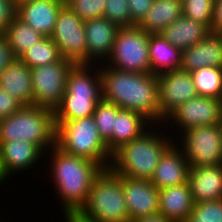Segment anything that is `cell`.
<instances>
[{
	"mask_svg": "<svg viewBox=\"0 0 222 222\" xmlns=\"http://www.w3.org/2000/svg\"><path fill=\"white\" fill-rule=\"evenodd\" d=\"M99 67L104 100L121 109L138 112L152 124H160L157 75L121 71L104 63Z\"/></svg>",
	"mask_w": 222,
	"mask_h": 222,
	"instance_id": "1",
	"label": "cell"
},
{
	"mask_svg": "<svg viewBox=\"0 0 222 222\" xmlns=\"http://www.w3.org/2000/svg\"><path fill=\"white\" fill-rule=\"evenodd\" d=\"M46 157L50 161L48 175H52L49 178H52L62 212L80 211L95 177L103 168L92 160L66 153L56 144L45 153Z\"/></svg>",
	"mask_w": 222,
	"mask_h": 222,
	"instance_id": "2",
	"label": "cell"
},
{
	"mask_svg": "<svg viewBox=\"0 0 222 222\" xmlns=\"http://www.w3.org/2000/svg\"><path fill=\"white\" fill-rule=\"evenodd\" d=\"M162 127L163 124H152L139 137L115 150L109 168L120 176L151 180L161 156L176 139L171 130L168 133Z\"/></svg>",
	"mask_w": 222,
	"mask_h": 222,
	"instance_id": "3",
	"label": "cell"
},
{
	"mask_svg": "<svg viewBox=\"0 0 222 222\" xmlns=\"http://www.w3.org/2000/svg\"><path fill=\"white\" fill-rule=\"evenodd\" d=\"M102 98L99 65H74L68 72L62 100L54 110V121H70L93 116Z\"/></svg>",
	"mask_w": 222,
	"mask_h": 222,
	"instance_id": "4",
	"label": "cell"
},
{
	"mask_svg": "<svg viewBox=\"0 0 222 222\" xmlns=\"http://www.w3.org/2000/svg\"><path fill=\"white\" fill-rule=\"evenodd\" d=\"M22 140L38 145L45 153L56 144L54 110L42 106H22L0 120V144Z\"/></svg>",
	"mask_w": 222,
	"mask_h": 222,
	"instance_id": "5",
	"label": "cell"
},
{
	"mask_svg": "<svg viewBox=\"0 0 222 222\" xmlns=\"http://www.w3.org/2000/svg\"><path fill=\"white\" fill-rule=\"evenodd\" d=\"M79 212L96 222H131L122 176L110 168L102 169L95 177L85 205Z\"/></svg>",
	"mask_w": 222,
	"mask_h": 222,
	"instance_id": "6",
	"label": "cell"
},
{
	"mask_svg": "<svg viewBox=\"0 0 222 222\" xmlns=\"http://www.w3.org/2000/svg\"><path fill=\"white\" fill-rule=\"evenodd\" d=\"M56 145L66 153L87 158L109 168L111 154L102 141L94 116L70 121H55Z\"/></svg>",
	"mask_w": 222,
	"mask_h": 222,
	"instance_id": "7",
	"label": "cell"
},
{
	"mask_svg": "<svg viewBox=\"0 0 222 222\" xmlns=\"http://www.w3.org/2000/svg\"><path fill=\"white\" fill-rule=\"evenodd\" d=\"M104 64L126 72L150 73L149 34L138 25L120 27Z\"/></svg>",
	"mask_w": 222,
	"mask_h": 222,
	"instance_id": "8",
	"label": "cell"
},
{
	"mask_svg": "<svg viewBox=\"0 0 222 222\" xmlns=\"http://www.w3.org/2000/svg\"><path fill=\"white\" fill-rule=\"evenodd\" d=\"M179 135L175 142H179L189 167L222 164L221 124L193 127Z\"/></svg>",
	"mask_w": 222,
	"mask_h": 222,
	"instance_id": "9",
	"label": "cell"
},
{
	"mask_svg": "<svg viewBox=\"0 0 222 222\" xmlns=\"http://www.w3.org/2000/svg\"><path fill=\"white\" fill-rule=\"evenodd\" d=\"M75 64L67 59L31 68L33 105L55 110L66 90L68 72Z\"/></svg>",
	"mask_w": 222,
	"mask_h": 222,
	"instance_id": "10",
	"label": "cell"
},
{
	"mask_svg": "<svg viewBox=\"0 0 222 222\" xmlns=\"http://www.w3.org/2000/svg\"><path fill=\"white\" fill-rule=\"evenodd\" d=\"M221 122L222 99L208 96H197L177 107L164 120L163 125L166 129L169 127L167 131L170 129L175 132L177 131L178 133L176 132L175 134L179 136L180 133L187 129L221 124Z\"/></svg>",
	"mask_w": 222,
	"mask_h": 222,
	"instance_id": "11",
	"label": "cell"
},
{
	"mask_svg": "<svg viewBox=\"0 0 222 222\" xmlns=\"http://www.w3.org/2000/svg\"><path fill=\"white\" fill-rule=\"evenodd\" d=\"M84 22L65 4L59 11L54 31L50 36L59 48L61 56L75 65L87 64Z\"/></svg>",
	"mask_w": 222,
	"mask_h": 222,
	"instance_id": "12",
	"label": "cell"
},
{
	"mask_svg": "<svg viewBox=\"0 0 222 222\" xmlns=\"http://www.w3.org/2000/svg\"><path fill=\"white\" fill-rule=\"evenodd\" d=\"M160 124L181 104L198 96L192 75L181 69L158 75Z\"/></svg>",
	"mask_w": 222,
	"mask_h": 222,
	"instance_id": "13",
	"label": "cell"
},
{
	"mask_svg": "<svg viewBox=\"0 0 222 222\" xmlns=\"http://www.w3.org/2000/svg\"><path fill=\"white\" fill-rule=\"evenodd\" d=\"M87 64L99 65L109 58L119 26L105 17L85 20ZM97 60V61H96Z\"/></svg>",
	"mask_w": 222,
	"mask_h": 222,
	"instance_id": "14",
	"label": "cell"
},
{
	"mask_svg": "<svg viewBox=\"0 0 222 222\" xmlns=\"http://www.w3.org/2000/svg\"><path fill=\"white\" fill-rule=\"evenodd\" d=\"M130 220L159 212V189L150 180L122 176Z\"/></svg>",
	"mask_w": 222,
	"mask_h": 222,
	"instance_id": "15",
	"label": "cell"
},
{
	"mask_svg": "<svg viewBox=\"0 0 222 222\" xmlns=\"http://www.w3.org/2000/svg\"><path fill=\"white\" fill-rule=\"evenodd\" d=\"M64 5L65 0H24L17 3V17L44 36L50 37Z\"/></svg>",
	"mask_w": 222,
	"mask_h": 222,
	"instance_id": "16",
	"label": "cell"
},
{
	"mask_svg": "<svg viewBox=\"0 0 222 222\" xmlns=\"http://www.w3.org/2000/svg\"><path fill=\"white\" fill-rule=\"evenodd\" d=\"M45 156V152L35 144L14 140L0 144V157L8 177L30 170ZM42 157V158H41ZM20 172V173H19Z\"/></svg>",
	"mask_w": 222,
	"mask_h": 222,
	"instance_id": "17",
	"label": "cell"
},
{
	"mask_svg": "<svg viewBox=\"0 0 222 222\" xmlns=\"http://www.w3.org/2000/svg\"><path fill=\"white\" fill-rule=\"evenodd\" d=\"M203 67L222 68V34L209 32L199 43L182 50L181 70L193 72Z\"/></svg>",
	"mask_w": 222,
	"mask_h": 222,
	"instance_id": "18",
	"label": "cell"
},
{
	"mask_svg": "<svg viewBox=\"0 0 222 222\" xmlns=\"http://www.w3.org/2000/svg\"><path fill=\"white\" fill-rule=\"evenodd\" d=\"M189 163L182 149L174 142L161 156L151 177V182L159 190L187 182Z\"/></svg>",
	"mask_w": 222,
	"mask_h": 222,
	"instance_id": "19",
	"label": "cell"
},
{
	"mask_svg": "<svg viewBox=\"0 0 222 222\" xmlns=\"http://www.w3.org/2000/svg\"><path fill=\"white\" fill-rule=\"evenodd\" d=\"M187 182L194 203L222 199V164L190 167Z\"/></svg>",
	"mask_w": 222,
	"mask_h": 222,
	"instance_id": "20",
	"label": "cell"
},
{
	"mask_svg": "<svg viewBox=\"0 0 222 222\" xmlns=\"http://www.w3.org/2000/svg\"><path fill=\"white\" fill-rule=\"evenodd\" d=\"M193 206L188 182L159 190V212L170 222H186Z\"/></svg>",
	"mask_w": 222,
	"mask_h": 222,
	"instance_id": "21",
	"label": "cell"
},
{
	"mask_svg": "<svg viewBox=\"0 0 222 222\" xmlns=\"http://www.w3.org/2000/svg\"><path fill=\"white\" fill-rule=\"evenodd\" d=\"M31 81V69L19 58H15L0 74V88L23 106L33 105Z\"/></svg>",
	"mask_w": 222,
	"mask_h": 222,
	"instance_id": "22",
	"label": "cell"
},
{
	"mask_svg": "<svg viewBox=\"0 0 222 222\" xmlns=\"http://www.w3.org/2000/svg\"><path fill=\"white\" fill-rule=\"evenodd\" d=\"M182 50L160 33L149 34L150 72L154 75L181 69Z\"/></svg>",
	"mask_w": 222,
	"mask_h": 222,
	"instance_id": "23",
	"label": "cell"
},
{
	"mask_svg": "<svg viewBox=\"0 0 222 222\" xmlns=\"http://www.w3.org/2000/svg\"><path fill=\"white\" fill-rule=\"evenodd\" d=\"M209 33V29L202 23L193 21L181 15L160 34L175 47L183 50L199 43Z\"/></svg>",
	"mask_w": 222,
	"mask_h": 222,
	"instance_id": "24",
	"label": "cell"
},
{
	"mask_svg": "<svg viewBox=\"0 0 222 222\" xmlns=\"http://www.w3.org/2000/svg\"><path fill=\"white\" fill-rule=\"evenodd\" d=\"M152 123L142 114L121 109L115 118L112 131V153L122 145L139 137Z\"/></svg>",
	"mask_w": 222,
	"mask_h": 222,
	"instance_id": "25",
	"label": "cell"
},
{
	"mask_svg": "<svg viewBox=\"0 0 222 222\" xmlns=\"http://www.w3.org/2000/svg\"><path fill=\"white\" fill-rule=\"evenodd\" d=\"M181 15L182 0H154L138 26L148 34H158Z\"/></svg>",
	"mask_w": 222,
	"mask_h": 222,
	"instance_id": "26",
	"label": "cell"
},
{
	"mask_svg": "<svg viewBox=\"0 0 222 222\" xmlns=\"http://www.w3.org/2000/svg\"><path fill=\"white\" fill-rule=\"evenodd\" d=\"M4 36L8 39L15 58H19L45 36L16 17L7 27Z\"/></svg>",
	"mask_w": 222,
	"mask_h": 222,
	"instance_id": "27",
	"label": "cell"
},
{
	"mask_svg": "<svg viewBox=\"0 0 222 222\" xmlns=\"http://www.w3.org/2000/svg\"><path fill=\"white\" fill-rule=\"evenodd\" d=\"M19 59L31 69L58 62L62 60L63 57L51 37L45 36L23 53Z\"/></svg>",
	"mask_w": 222,
	"mask_h": 222,
	"instance_id": "28",
	"label": "cell"
},
{
	"mask_svg": "<svg viewBox=\"0 0 222 222\" xmlns=\"http://www.w3.org/2000/svg\"><path fill=\"white\" fill-rule=\"evenodd\" d=\"M190 73L198 96L222 99V68L203 67Z\"/></svg>",
	"mask_w": 222,
	"mask_h": 222,
	"instance_id": "29",
	"label": "cell"
},
{
	"mask_svg": "<svg viewBox=\"0 0 222 222\" xmlns=\"http://www.w3.org/2000/svg\"><path fill=\"white\" fill-rule=\"evenodd\" d=\"M121 110L116 104L108 102L102 98L97 104L93 114L99 135L106 144L110 154H112V131L117 113Z\"/></svg>",
	"mask_w": 222,
	"mask_h": 222,
	"instance_id": "30",
	"label": "cell"
},
{
	"mask_svg": "<svg viewBox=\"0 0 222 222\" xmlns=\"http://www.w3.org/2000/svg\"><path fill=\"white\" fill-rule=\"evenodd\" d=\"M214 0H182V12L187 18L204 24L209 30Z\"/></svg>",
	"mask_w": 222,
	"mask_h": 222,
	"instance_id": "31",
	"label": "cell"
},
{
	"mask_svg": "<svg viewBox=\"0 0 222 222\" xmlns=\"http://www.w3.org/2000/svg\"><path fill=\"white\" fill-rule=\"evenodd\" d=\"M186 222H222V199L194 203Z\"/></svg>",
	"mask_w": 222,
	"mask_h": 222,
	"instance_id": "32",
	"label": "cell"
},
{
	"mask_svg": "<svg viewBox=\"0 0 222 222\" xmlns=\"http://www.w3.org/2000/svg\"><path fill=\"white\" fill-rule=\"evenodd\" d=\"M106 0H65V4L74 11L81 20L101 18L104 15Z\"/></svg>",
	"mask_w": 222,
	"mask_h": 222,
	"instance_id": "33",
	"label": "cell"
},
{
	"mask_svg": "<svg viewBox=\"0 0 222 222\" xmlns=\"http://www.w3.org/2000/svg\"><path fill=\"white\" fill-rule=\"evenodd\" d=\"M128 6V0H106L103 17L119 27L132 26L131 13Z\"/></svg>",
	"mask_w": 222,
	"mask_h": 222,
	"instance_id": "34",
	"label": "cell"
},
{
	"mask_svg": "<svg viewBox=\"0 0 222 222\" xmlns=\"http://www.w3.org/2000/svg\"><path fill=\"white\" fill-rule=\"evenodd\" d=\"M17 17L15 0H0V35H4L8 25Z\"/></svg>",
	"mask_w": 222,
	"mask_h": 222,
	"instance_id": "35",
	"label": "cell"
},
{
	"mask_svg": "<svg viewBox=\"0 0 222 222\" xmlns=\"http://www.w3.org/2000/svg\"><path fill=\"white\" fill-rule=\"evenodd\" d=\"M154 0H128L132 26L139 25L151 8Z\"/></svg>",
	"mask_w": 222,
	"mask_h": 222,
	"instance_id": "36",
	"label": "cell"
},
{
	"mask_svg": "<svg viewBox=\"0 0 222 222\" xmlns=\"http://www.w3.org/2000/svg\"><path fill=\"white\" fill-rule=\"evenodd\" d=\"M23 105L12 95L0 88V120L11 116L17 112Z\"/></svg>",
	"mask_w": 222,
	"mask_h": 222,
	"instance_id": "37",
	"label": "cell"
},
{
	"mask_svg": "<svg viewBox=\"0 0 222 222\" xmlns=\"http://www.w3.org/2000/svg\"><path fill=\"white\" fill-rule=\"evenodd\" d=\"M15 59L8 39L4 35H0V74Z\"/></svg>",
	"mask_w": 222,
	"mask_h": 222,
	"instance_id": "38",
	"label": "cell"
},
{
	"mask_svg": "<svg viewBox=\"0 0 222 222\" xmlns=\"http://www.w3.org/2000/svg\"><path fill=\"white\" fill-rule=\"evenodd\" d=\"M209 32L213 34H222V0H214L213 15Z\"/></svg>",
	"mask_w": 222,
	"mask_h": 222,
	"instance_id": "39",
	"label": "cell"
},
{
	"mask_svg": "<svg viewBox=\"0 0 222 222\" xmlns=\"http://www.w3.org/2000/svg\"><path fill=\"white\" fill-rule=\"evenodd\" d=\"M61 213H63V214L60 217H62V218H63V216L65 217V218H63L65 220L64 222H96L92 219H89V218L83 216L79 211H77V212H61Z\"/></svg>",
	"mask_w": 222,
	"mask_h": 222,
	"instance_id": "40",
	"label": "cell"
},
{
	"mask_svg": "<svg viewBox=\"0 0 222 222\" xmlns=\"http://www.w3.org/2000/svg\"><path fill=\"white\" fill-rule=\"evenodd\" d=\"M131 222H170V221L163 214L157 212L152 215H146L143 217L136 218Z\"/></svg>",
	"mask_w": 222,
	"mask_h": 222,
	"instance_id": "41",
	"label": "cell"
},
{
	"mask_svg": "<svg viewBox=\"0 0 222 222\" xmlns=\"http://www.w3.org/2000/svg\"><path fill=\"white\" fill-rule=\"evenodd\" d=\"M8 181L10 180V178L6 175L5 171H4V168H3V165H2V159L0 157V186L2 184H5V181Z\"/></svg>",
	"mask_w": 222,
	"mask_h": 222,
	"instance_id": "42",
	"label": "cell"
},
{
	"mask_svg": "<svg viewBox=\"0 0 222 222\" xmlns=\"http://www.w3.org/2000/svg\"><path fill=\"white\" fill-rule=\"evenodd\" d=\"M17 3L21 2V1H24V0H15Z\"/></svg>",
	"mask_w": 222,
	"mask_h": 222,
	"instance_id": "43",
	"label": "cell"
}]
</instances>
